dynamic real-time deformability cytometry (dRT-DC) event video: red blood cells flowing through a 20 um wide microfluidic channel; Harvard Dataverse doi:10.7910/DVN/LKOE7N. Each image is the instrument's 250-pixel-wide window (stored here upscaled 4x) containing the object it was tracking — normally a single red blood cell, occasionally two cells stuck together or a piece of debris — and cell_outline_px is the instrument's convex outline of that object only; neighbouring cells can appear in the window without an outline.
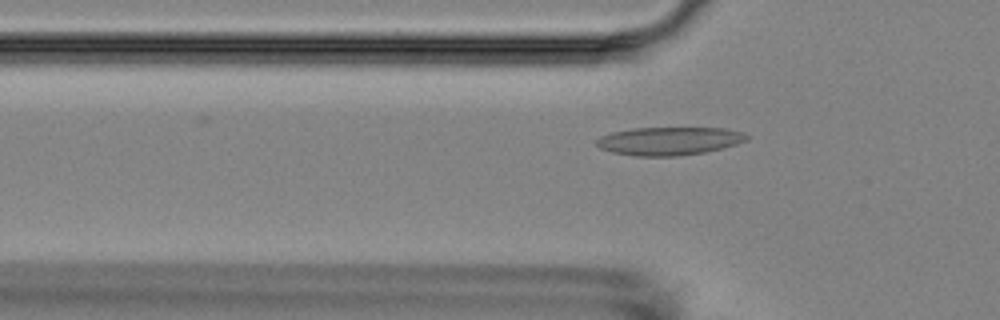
{"species": "Egyptian fruit bat (a non-hibernating species)", "species_latin": "Rousettus aegyptiacus", "temperature_condition": "room temperature", "stored_images_in_passage": 7, "camera_frame_rate_fps": 3000, "um_per_image_px": 0.085, "animal": {"sex": "female"}, "frame": {"image": 1, "passage_image": 2, "time_ms": 1.333, "image_size_px": [1000, 320], "cell_outline_px": [[748, 140], [736, 144], [704, 152], [676, 156], [636, 156], [612, 152], [600, 148], [596, 144], [596, 140], [600, 136], [612, 132], [632, 128], [724, 128], [740, 132], [748, 136]], "centroid_in_image_um": [56.83, 11.98], "position_along_channel_um": 69.0, "area_um2": 24.45}}
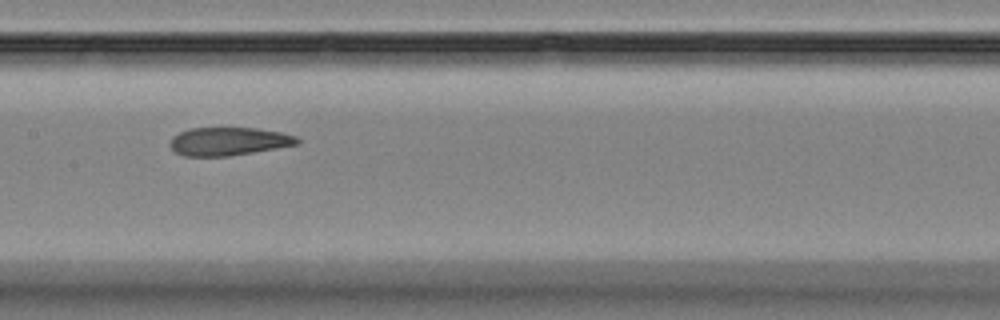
{"frame": {"image": 2, "passage_image": 5, "time_ms": 4.667, "image_size_px": [1000, 320], "cell_outline_px": [[300, 144], [228, 156], [184, 156], [176, 152], [168, 144], [172, 136], [188, 128], [256, 128], [280, 132], [296, 136], [300, 140]], "centroid_in_image_um": [19.41, 12.01], "position_along_channel_um": 188.0, "area_um2": 20.87}}
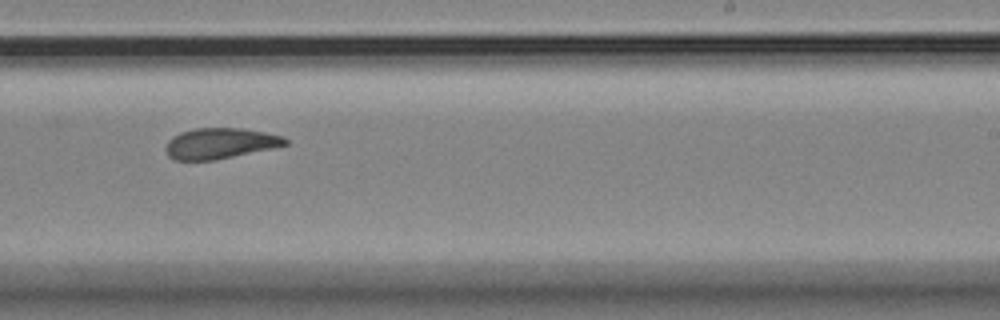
{"frame": {"image": 3, "passage_image": 7, "time_ms": 7.0, "image_size_px": [1000, 320], "cell_outline_px": [[288, 144], [272, 148], [216, 160], [172, 160], [168, 156], [164, 148], [168, 140], [172, 136], [180, 132], [196, 128], [244, 128], [284, 136], [288, 140]], "centroid_in_image_um": [18.68, 12.19], "position_along_channel_um": 270.3, "area_um2": 21.56}}